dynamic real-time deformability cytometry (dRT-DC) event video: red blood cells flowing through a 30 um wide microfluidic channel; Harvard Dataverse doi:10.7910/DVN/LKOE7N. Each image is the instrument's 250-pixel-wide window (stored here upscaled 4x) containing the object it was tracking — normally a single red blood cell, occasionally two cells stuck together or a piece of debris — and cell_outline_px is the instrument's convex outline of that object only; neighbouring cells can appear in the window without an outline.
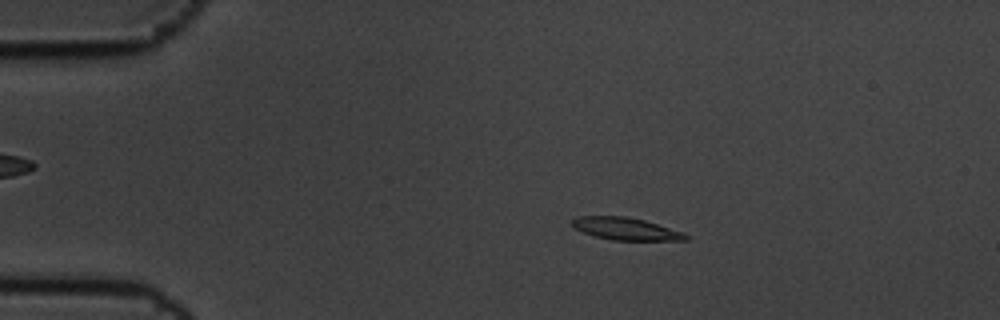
{"species": "common noctule bat (a hibernating species)", "species_latin": "Nyctalus noctula", "temperature_condition": "cold", "stored_images_in_passage": 4, "camera_frame_rate_fps": 3000, "um_per_image_px": 0.085, "animal": {"sex": "male", "body_mass_g": 19.5, "forearm_length_mm": 54.6}, "frame": {"image": 1, "passage_image": 2, "time_ms": 0.333, "image_size_px": [1000, 320], "cell_outline_px": [[688, 240], [612, 240], [592, 236], [580, 232], [572, 228], [572, 220], [576, 216], [628, 216], [644, 220], [684, 232], [688, 236]], "centroid_in_image_um": [53.13, 19.44], "position_along_channel_um": 31.9, "area_um2": 15.03}}